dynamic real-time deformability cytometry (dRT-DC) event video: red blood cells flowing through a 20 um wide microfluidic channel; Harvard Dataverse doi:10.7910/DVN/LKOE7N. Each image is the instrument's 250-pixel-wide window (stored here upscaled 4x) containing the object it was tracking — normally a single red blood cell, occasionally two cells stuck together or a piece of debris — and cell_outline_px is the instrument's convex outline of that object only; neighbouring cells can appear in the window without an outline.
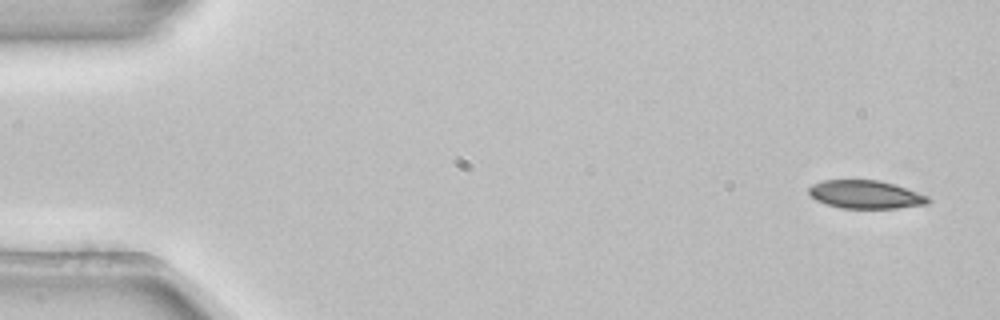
{"species": "common noctule bat (a hibernating species)", "species_latin": "Nyctalus noctula", "temperature_condition": "room temperature", "stored_images_in_passage": 4, "camera_frame_rate_fps": 3000, "um_per_image_px": 0.085, "animal": {"sex": "female", "body_mass_g": 22.7, "forearm_length_mm": 54.2}, "frame": {"image": 1, "passage_image": 1, "time_ms": 0.0, "image_size_px": [1000, 320], "cell_outline_px": [[932, 200], [928, 204], [896, 208], [840, 208], [824, 204], [816, 200], [808, 192], [808, 188], [812, 184], [824, 180], [880, 180], [896, 184], [928, 196]], "centroid_in_image_um": [73.58, 16.53], "position_along_channel_um": 11.4, "area_um2": 19.77}}
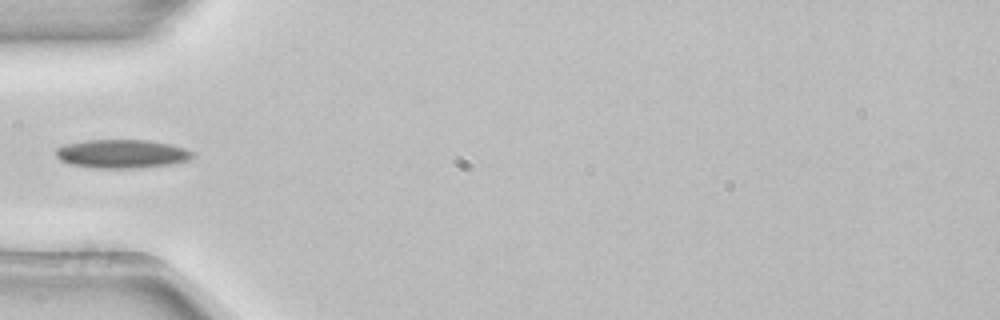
{"frame": {"image": 2, "passage_image": 4, "time_ms": 1.0, "image_size_px": [1000, 320], "cell_outline_px": [[192, 156], [188, 160], [172, 164], [136, 168], [96, 168], [68, 164], [60, 160], [56, 156], [56, 148], [64, 144], [84, 140], [148, 140], [168, 144], [184, 148], [192, 152]], "centroid_in_image_um": [10.3, 13.07], "position_along_channel_um": 74.7, "area_um2": 22.77}}